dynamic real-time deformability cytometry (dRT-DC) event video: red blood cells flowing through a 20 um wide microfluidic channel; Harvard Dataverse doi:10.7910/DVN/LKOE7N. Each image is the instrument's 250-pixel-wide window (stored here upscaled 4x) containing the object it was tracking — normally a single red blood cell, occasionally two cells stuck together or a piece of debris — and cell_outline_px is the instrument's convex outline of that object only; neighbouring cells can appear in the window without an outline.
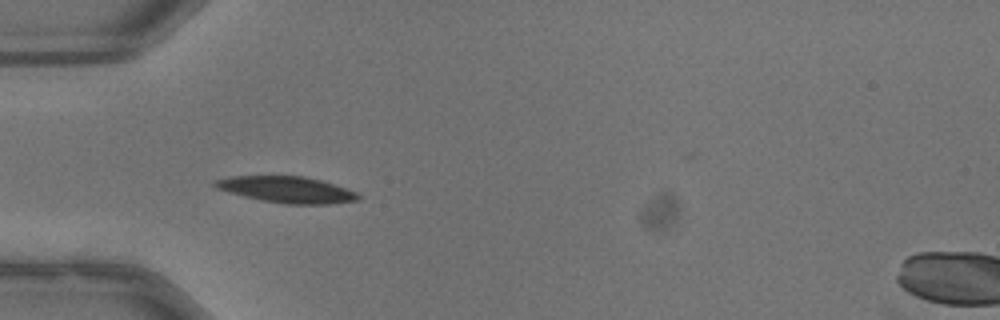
{"species": "common noctule bat (a hibernating species)", "species_latin": "Nyctalus noctula", "temperature_condition": "warm", "stored_images_in_passage": 7, "camera_frame_rate_fps": 3000, "um_per_image_px": 0.085, "animal": {"sex": "male", "body_mass_g": 13.3}, "frame": {"image": 1, "passage_image": 3, "time_ms": 0.667, "image_size_px": [1000, 320], "cell_outline_px": [[360, 196], [356, 200], [328, 204], [284, 204], [260, 200], [228, 192], [216, 188], [212, 184], [212, 180], [232, 176], [304, 176], [320, 180], [356, 192]], "centroid_in_image_um": [24.3, 16.11], "position_along_channel_um": 60.7, "area_um2": 21.79}}